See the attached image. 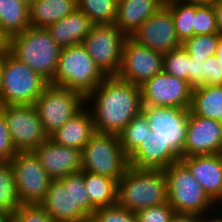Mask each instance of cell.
<instances>
[{"label":"cell","instance_id":"cell-1","mask_svg":"<svg viewBox=\"0 0 222 222\" xmlns=\"http://www.w3.org/2000/svg\"><path fill=\"white\" fill-rule=\"evenodd\" d=\"M86 102L92 104L95 131L117 135L143 107L141 87L116 76L106 77L86 97Z\"/></svg>","mask_w":222,"mask_h":222},{"label":"cell","instance_id":"cell-2","mask_svg":"<svg viewBox=\"0 0 222 222\" xmlns=\"http://www.w3.org/2000/svg\"><path fill=\"white\" fill-rule=\"evenodd\" d=\"M40 205L55 222H86L96 210L85 188L83 170L52 180Z\"/></svg>","mask_w":222,"mask_h":222},{"label":"cell","instance_id":"cell-3","mask_svg":"<svg viewBox=\"0 0 222 222\" xmlns=\"http://www.w3.org/2000/svg\"><path fill=\"white\" fill-rule=\"evenodd\" d=\"M61 46L47 28H27L9 38V52L49 83L57 69Z\"/></svg>","mask_w":222,"mask_h":222},{"label":"cell","instance_id":"cell-4","mask_svg":"<svg viewBox=\"0 0 222 222\" xmlns=\"http://www.w3.org/2000/svg\"><path fill=\"white\" fill-rule=\"evenodd\" d=\"M168 202L164 170H138L128 166L118 181L117 203L133 212Z\"/></svg>","mask_w":222,"mask_h":222},{"label":"cell","instance_id":"cell-5","mask_svg":"<svg viewBox=\"0 0 222 222\" xmlns=\"http://www.w3.org/2000/svg\"><path fill=\"white\" fill-rule=\"evenodd\" d=\"M106 78L82 44L63 47L53 80L49 83L87 97Z\"/></svg>","mask_w":222,"mask_h":222},{"label":"cell","instance_id":"cell-6","mask_svg":"<svg viewBox=\"0 0 222 222\" xmlns=\"http://www.w3.org/2000/svg\"><path fill=\"white\" fill-rule=\"evenodd\" d=\"M49 85L39 73L5 53L2 75L1 105H35L37 98Z\"/></svg>","mask_w":222,"mask_h":222},{"label":"cell","instance_id":"cell-7","mask_svg":"<svg viewBox=\"0 0 222 222\" xmlns=\"http://www.w3.org/2000/svg\"><path fill=\"white\" fill-rule=\"evenodd\" d=\"M167 179L168 203L176 213L203 215L215 210V203L208 197L202 186L189 169L178 161L164 169Z\"/></svg>","mask_w":222,"mask_h":222},{"label":"cell","instance_id":"cell-8","mask_svg":"<svg viewBox=\"0 0 222 222\" xmlns=\"http://www.w3.org/2000/svg\"><path fill=\"white\" fill-rule=\"evenodd\" d=\"M129 166L117 134L96 132L82 149V170L109 177L117 183Z\"/></svg>","mask_w":222,"mask_h":222},{"label":"cell","instance_id":"cell-9","mask_svg":"<svg viewBox=\"0 0 222 222\" xmlns=\"http://www.w3.org/2000/svg\"><path fill=\"white\" fill-rule=\"evenodd\" d=\"M87 105L89 106L83 94L51 84L45 88L35 103L44 131L48 136Z\"/></svg>","mask_w":222,"mask_h":222},{"label":"cell","instance_id":"cell-10","mask_svg":"<svg viewBox=\"0 0 222 222\" xmlns=\"http://www.w3.org/2000/svg\"><path fill=\"white\" fill-rule=\"evenodd\" d=\"M127 36L114 24L94 25L82 45L106 76H116Z\"/></svg>","mask_w":222,"mask_h":222},{"label":"cell","instance_id":"cell-11","mask_svg":"<svg viewBox=\"0 0 222 222\" xmlns=\"http://www.w3.org/2000/svg\"><path fill=\"white\" fill-rule=\"evenodd\" d=\"M10 137L17 152L34 151L49 136L45 133L35 105H1Z\"/></svg>","mask_w":222,"mask_h":222},{"label":"cell","instance_id":"cell-12","mask_svg":"<svg viewBox=\"0 0 222 222\" xmlns=\"http://www.w3.org/2000/svg\"><path fill=\"white\" fill-rule=\"evenodd\" d=\"M17 194L22 204H40L52 179L33 151L18 152L10 161Z\"/></svg>","mask_w":222,"mask_h":222},{"label":"cell","instance_id":"cell-13","mask_svg":"<svg viewBox=\"0 0 222 222\" xmlns=\"http://www.w3.org/2000/svg\"><path fill=\"white\" fill-rule=\"evenodd\" d=\"M140 87L143 106L190 109L193 88L188 81L163 71Z\"/></svg>","mask_w":222,"mask_h":222},{"label":"cell","instance_id":"cell-14","mask_svg":"<svg viewBox=\"0 0 222 222\" xmlns=\"http://www.w3.org/2000/svg\"><path fill=\"white\" fill-rule=\"evenodd\" d=\"M163 56L164 54L153 51L127 37L116 77L141 86L156 74L163 72Z\"/></svg>","mask_w":222,"mask_h":222},{"label":"cell","instance_id":"cell-15","mask_svg":"<svg viewBox=\"0 0 222 222\" xmlns=\"http://www.w3.org/2000/svg\"><path fill=\"white\" fill-rule=\"evenodd\" d=\"M130 38L153 51L165 54L182 46L175 31L171 9L163 4Z\"/></svg>","mask_w":222,"mask_h":222},{"label":"cell","instance_id":"cell-16","mask_svg":"<svg viewBox=\"0 0 222 222\" xmlns=\"http://www.w3.org/2000/svg\"><path fill=\"white\" fill-rule=\"evenodd\" d=\"M155 143L171 145L179 154L186 139L189 109L143 106Z\"/></svg>","mask_w":222,"mask_h":222},{"label":"cell","instance_id":"cell-17","mask_svg":"<svg viewBox=\"0 0 222 222\" xmlns=\"http://www.w3.org/2000/svg\"><path fill=\"white\" fill-rule=\"evenodd\" d=\"M222 153V123L189 111L180 157Z\"/></svg>","mask_w":222,"mask_h":222},{"label":"cell","instance_id":"cell-18","mask_svg":"<svg viewBox=\"0 0 222 222\" xmlns=\"http://www.w3.org/2000/svg\"><path fill=\"white\" fill-rule=\"evenodd\" d=\"M33 152L52 180H59L82 170L80 149L55 144L48 138Z\"/></svg>","mask_w":222,"mask_h":222},{"label":"cell","instance_id":"cell-19","mask_svg":"<svg viewBox=\"0 0 222 222\" xmlns=\"http://www.w3.org/2000/svg\"><path fill=\"white\" fill-rule=\"evenodd\" d=\"M208 197L217 206L222 202V153L181 157Z\"/></svg>","mask_w":222,"mask_h":222},{"label":"cell","instance_id":"cell-20","mask_svg":"<svg viewBox=\"0 0 222 222\" xmlns=\"http://www.w3.org/2000/svg\"><path fill=\"white\" fill-rule=\"evenodd\" d=\"M154 137L142 142L128 157L130 166L138 170H164L180 161V154L171 145H159Z\"/></svg>","mask_w":222,"mask_h":222},{"label":"cell","instance_id":"cell-21","mask_svg":"<svg viewBox=\"0 0 222 222\" xmlns=\"http://www.w3.org/2000/svg\"><path fill=\"white\" fill-rule=\"evenodd\" d=\"M90 107L91 105L86 106L76 116L69 119L63 126L53 132L49 139L55 144L82 150L96 133Z\"/></svg>","mask_w":222,"mask_h":222},{"label":"cell","instance_id":"cell-22","mask_svg":"<svg viewBox=\"0 0 222 222\" xmlns=\"http://www.w3.org/2000/svg\"><path fill=\"white\" fill-rule=\"evenodd\" d=\"M163 4L165 0H118L114 25L130 37Z\"/></svg>","mask_w":222,"mask_h":222},{"label":"cell","instance_id":"cell-23","mask_svg":"<svg viewBox=\"0 0 222 222\" xmlns=\"http://www.w3.org/2000/svg\"><path fill=\"white\" fill-rule=\"evenodd\" d=\"M94 24L78 8L62 20L50 24L47 30L52 38L63 48L82 44Z\"/></svg>","mask_w":222,"mask_h":222},{"label":"cell","instance_id":"cell-24","mask_svg":"<svg viewBox=\"0 0 222 222\" xmlns=\"http://www.w3.org/2000/svg\"><path fill=\"white\" fill-rule=\"evenodd\" d=\"M78 8L76 0H34L29 5L30 26L47 28Z\"/></svg>","mask_w":222,"mask_h":222},{"label":"cell","instance_id":"cell-25","mask_svg":"<svg viewBox=\"0 0 222 222\" xmlns=\"http://www.w3.org/2000/svg\"><path fill=\"white\" fill-rule=\"evenodd\" d=\"M189 111L199 117L221 121L222 85H204L193 89Z\"/></svg>","mask_w":222,"mask_h":222},{"label":"cell","instance_id":"cell-26","mask_svg":"<svg viewBox=\"0 0 222 222\" xmlns=\"http://www.w3.org/2000/svg\"><path fill=\"white\" fill-rule=\"evenodd\" d=\"M30 27L29 5L21 0H0V29L9 38Z\"/></svg>","mask_w":222,"mask_h":222},{"label":"cell","instance_id":"cell-27","mask_svg":"<svg viewBox=\"0 0 222 222\" xmlns=\"http://www.w3.org/2000/svg\"><path fill=\"white\" fill-rule=\"evenodd\" d=\"M84 184L95 208L117 204L118 183L106 176L83 171Z\"/></svg>","mask_w":222,"mask_h":222},{"label":"cell","instance_id":"cell-28","mask_svg":"<svg viewBox=\"0 0 222 222\" xmlns=\"http://www.w3.org/2000/svg\"><path fill=\"white\" fill-rule=\"evenodd\" d=\"M120 145L129 157L142 143L153 137L152 127L143 112L135 116L118 134Z\"/></svg>","mask_w":222,"mask_h":222},{"label":"cell","instance_id":"cell-29","mask_svg":"<svg viewBox=\"0 0 222 222\" xmlns=\"http://www.w3.org/2000/svg\"><path fill=\"white\" fill-rule=\"evenodd\" d=\"M165 4L171 9L175 31L180 42L194 36L195 4L181 0H165Z\"/></svg>","mask_w":222,"mask_h":222},{"label":"cell","instance_id":"cell-30","mask_svg":"<svg viewBox=\"0 0 222 222\" xmlns=\"http://www.w3.org/2000/svg\"><path fill=\"white\" fill-rule=\"evenodd\" d=\"M22 205L10 162H0V211L13 215Z\"/></svg>","mask_w":222,"mask_h":222},{"label":"cell","instance_id":"cell-31","mask_svg":"<svg viewBox=\"0 0 222 222\" xmlns=\"http://www.w3.org/2000/svg\"><path fill=\"white\" fill-rule=\"evenodd\" d=\"M118 0H78V9L84 12L94 25L114 24Z\"/></svg>","mask_w":222,"mask_h":222},{"label":"cell","instance_id":"cell-32","mask_svg":"<svg viewBox=\"0 0 222 222\" xmlns=\"http://www.w3.org/2000/svg\"><path fill=\"white\" fill-rule=\"evenodd\" d=\"M218 33L194 35L182 43V47L193 60L205 61L216 55L220 40Z\"/></svg>","mask_w":222,"mask_h":222},{"label":"cell","instance_id":"cell-33","mask_svg":"<svg viewBox=\"0 0 222 222\" xmlns=\"http://www.w3.org/2000/svg\"><path fill=\"white\" fill-rule=\"evenodd\" d=\"M163 71L167 74L189 82L191 57L182 46L164 54Z\"/></svg>","mask_w":222,"mask_h":222},{"label":"cell","instance_id":"cell-34","mask_svg":"<svg viewBox=\"0 0 222 222\" xmlns=\"http://www.w3.org/2000/svg\"><path fill=\"white\" fill-rule=\"evenodd\" d=\"M91 222H138L135 212L120 206L118 203L112 206L96 208L90 216Z\"/></svg>","mask_w":222,"mask_h":222},{"label":"cell","instance_id":"cell-35","mask_svg":"<svg viewBox=\"0 0 222 222\" xmlns=\"http://www.w3.org/2000/svg\"><path fill=\"white\" fill-rule=\"evenodd\" d=\"M194 35L218 33L213 5H196L194 14Z\"/></svg>","mask_w":222,"mask_h":222},{"label":"cell","instance_id":"cell-36","mask_svg":"<svg viewBox=\"0 0 222 222\" xmlns=\"http://www.w3.org/2000/svg\"><path fill=\"white\" fill-rule=\"evenodd\" d=\"M138 222H171L176 211L168 203L143 208L135 212Z\"/></svg>","mask_w":222,"mask_h":222},{"label":"cell","instance_id":"cell-37","mask_svg":"<svg viewBox=\"0 0 222 222\" xmlns=\"http://www.w3.org/2000/svg\"><path fill=\"white\" fill-rule=\"evenodd\" d=\"M12 222H55L40 204H22L12 215Z\"/></svg>","mask_w":222,"mask_h":222},{"label":"cell","instance_id":"cell-38","mask_svg":"<svg viewBox=\"0 0 222 222\" xmlns=\"http://www.w3.org/2000/svg\"><path fill=\"white\" fill-rule=\"evenodd\" d=\"M17 153L10 137L7 120L0 112V162H10Z\"/></svg>","mask_w":222,"mask_h":222},{"label":"cell","instance_id":"cell-39","mask_svg":"<svg viewBox=\"0 0 222 222\" xmlns=\"http://www.w3.org/2000/svg\"><path fill=\"white\" fill-rule=\"evenodd\" d=\"M204 85H222V65L217 61L216 55L206 59L203 63Z\"/></svg>","mask_w":222,"mask_h":222},{"label":"cell","instance_id":"cell-40","mask_svg":"<svg viewBox=\"0 0 222 222\" xmlns=\"http://www.w3.org/2000/svg\"><path fill=\"white\" fill-rule=\"evenodd\" d=\"M204 61L193 60L191 58V71L189 72V84L195 89L204 86V78L202 75Z\"/></svg>","mask_w":222,"mask_h":222},{"label":"cell","instance_id":"cell-41","mask_svg":"<svg viewBox=\"0 0 222 222\" xmlns=\"http://www.w3.org/2000/svg\"><path fill=\"white\" fill-rule=\"evenodd\" d=\"M171 222H202L201 215L194 213H176Z\"/></svg>","mask_w":222,"mask_h":222},{"label":"cell","instance_id":"cell-42","mask_svg":"<svg viewBox=\"0 0 222 222\" xmlns=\"http://www.w3.org/2000/svg\"><path fill=\"white\" fill-rule=\"evenodd\" d=\"M213 9L216 16V25L218 34L222 36V0H218L213 4Z\"/></svg>","mask_w":222,"mask_h":222},{"label":"cell","instance_id":"cell-43","mask_svg":"<svg viewBox=\"0 0 222 222\" xmlns=\"http://www.w3.org/2000/svg\"><path fill=\"white\" fill-rule=\"evenodd\" d=\"M9 51V37L0 29V54Z\"/></svg>","mask_w":222,"mask_h":222},{"label":"cell","instance_id":"cell-44","mask_svg":"<svg viewBox=\"0 0 222 222\" xmlns=\"http://www.w3.org/2000/svg\"><path fill=\"white\" fill-rule=\"evenodd\" d=\"M181 1L196 5H213L218 0H181Z\"/></svg>","mask_w":222,"mask_h":222},{"label":"cell","instance_id":"cell-45","mask_svg":"<svg viewBox=\"0 0 222 222\" xmlns=\"http://www.w3.org/2000/svg\"><path fill=\"white\" fill-rule=\"evenodd\" d=\"M5 61V53L0 54V106H1V88H2V75Z\"/></svg>","mask_w":222,"mask_h":222},{"label":"cell","instance_id":"cell-46","mask_svg":"<svg viewBox=\"0 0 222 222\" xmlns=\"http://www.w3.org/2000/svg\"><path fill=\"white\" fill-rule=\"evenodd\" d=\"M203 215H201L202 222H222V217L219 215L215 217H210L211 219L209 217L206 218V213H204Z\"/></svg>","mask_w":222,"mask_h":222},{"label":"cell","instance_id":"cell-47","mask_svg":"<svg viewBox=\"0 0 222 222\" xmlns=\"http://www.w3.org/2000/svg\"><path fill=\"white\" fill-rule=\"evenodd\" d=\"M217 61L222 65V36H220V40L218 43V48L216 51Z\"/></svg>","mask_w":222,"mask_h":222},{"label":"cell","instance_id":"cell-48","mask_svg":"<svg viewBox=\"0 0 222 222\" xmlns=\"http://www.w3.org/2000/svg\"><path fill=\"white\" fill-rule=\"evenodd\" d=\"M0 222H12V215L4 211H0Z\"/></svg>","mask_w":222,"mask_h":222},{"label":"cell","instance_id":"cell-49","mask_svg":"<svg viewBox=\"0 0 222 222\" xmlns=\"http://www.w3.org/2000/svg\"><path fill=\"white\" fill-rule=\"evenodd\" d=\"M23 2H25L27 5H30L34 0H21Z\"/></svg>","mask_w":222,"mask_h":222}]
</instances>
